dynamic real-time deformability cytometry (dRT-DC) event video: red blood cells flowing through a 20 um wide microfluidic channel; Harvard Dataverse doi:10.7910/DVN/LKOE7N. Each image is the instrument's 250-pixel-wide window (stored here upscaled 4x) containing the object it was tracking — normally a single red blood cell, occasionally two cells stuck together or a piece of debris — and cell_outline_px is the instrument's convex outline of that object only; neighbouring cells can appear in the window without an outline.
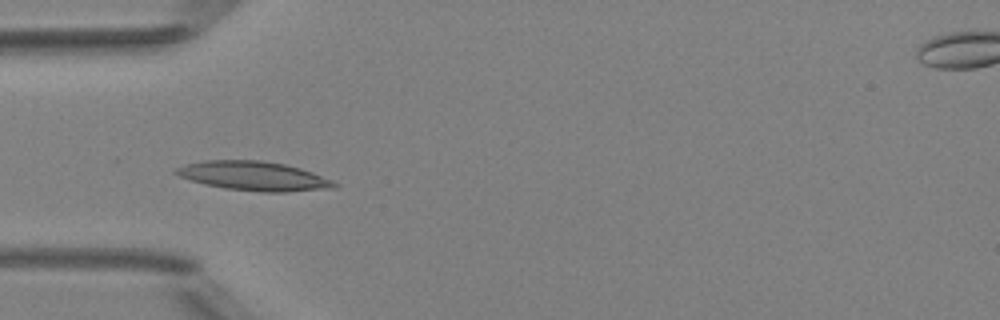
{"species": "Egyptian fruit bat (a non-hibernating species)", "species_latin": "Rousettus aegyptiacus", "temperature_condition": "room temperature", "stored_images_in_passage": 8, "camera_frame_rate_fps": 3000, "um_per_image_px": 0.085, "animal": {"sex": "female"}, "frame": {"image": 1, "passage_image": 4, "time_ms": 4.667, "image_size_px": [1000, 320], "cell_outline_px": [[340, 184], [336, 188], [284, 192], [264, 192], [224, 188], [204, 184], [180, 176], [172, 172], [176, 168], [184, 164], [204, 160], [260, 160], [284, 164], [300, 168], [312, 172], [332, 180]], "centroid_in_image_um": [21.58, 14.96], "position_along_channel_um": 63.4, "area_um2": 26.93}}
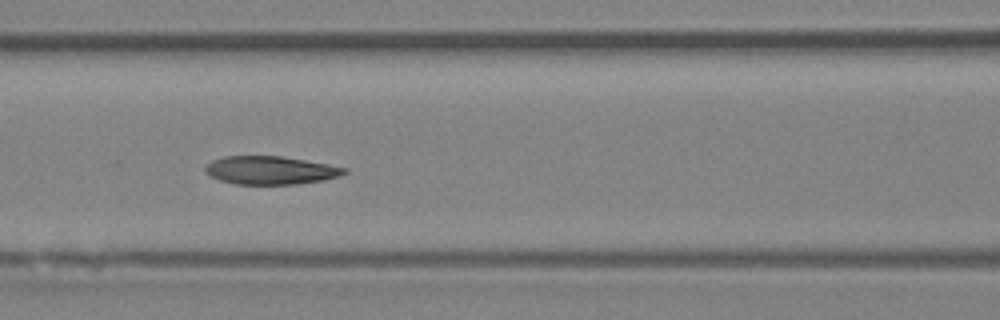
{"frame": {"image": 2, "passage_image": 6, "time_ms": 6.667, "image_size_px": [1000, 320], "cell_outline_px": [[348, 172], [340, 176], [324, 180], [296, 184], [236, 184], [220, 180], [204, 172], [204, 168], [212, 160], [224, 156], [280, 156], [328, 164], [348, 168]], "centroid_in_image_um": [23.01, 14.47], "position_along_channel_um": 143.6, "area_um2": 22.83}}
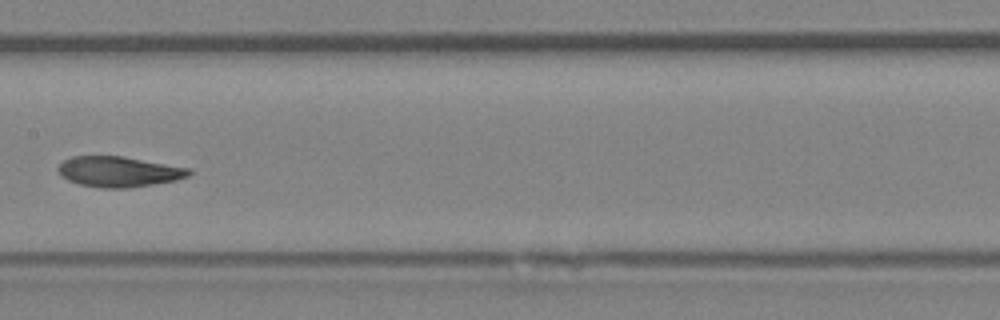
{"frame": {"image": 3, "passage_image": 7, "time_ms": 8.0, "image_size_px": [1000, 320], "cell_outline_px": [[192, 172], [188, 176], [176, 180], [128, 188], [100, 188], [80, 184], [68, 180], [60, 176], [56, 168], [64, 160], [72, 156], [124, 156], [192, 168]], "centroid_in_image_um": [10.1, 14.58], "position_along_channel_um": 197.3, "area_um2": 23.41}}